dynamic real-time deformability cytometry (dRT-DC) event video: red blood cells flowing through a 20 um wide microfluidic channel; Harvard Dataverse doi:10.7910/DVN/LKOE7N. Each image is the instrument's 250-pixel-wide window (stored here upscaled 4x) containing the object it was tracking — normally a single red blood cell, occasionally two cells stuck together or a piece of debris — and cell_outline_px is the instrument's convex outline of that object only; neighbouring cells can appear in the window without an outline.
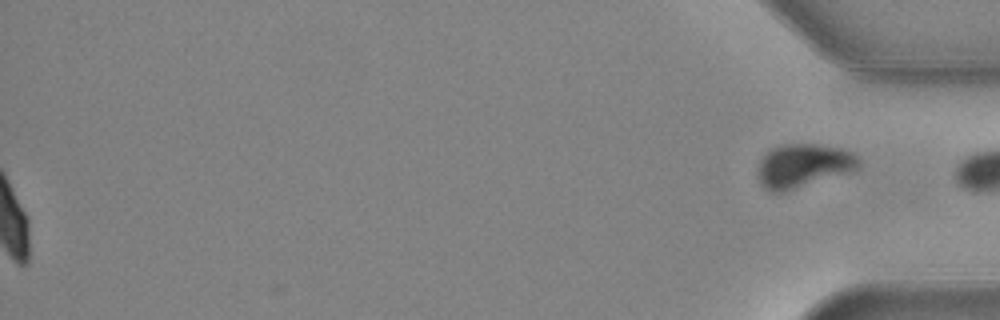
{"species": "common noctule bat (a hibernating species)", "species_latin": "Nyctalus noctula", "temperature_condition": "warm", "stored_images_in_passage": 56, "segment_of_instrument_passage": [2, 2], "camera_frame_rate_fps": 3000, "um_per_image_px": 0.085, "animal": {"sex": "female", "body_mass_g": 24.6, "forearm_length_mm": 56.2}, "frame": {"image": 1, "passage_image": 56, "time_ms": 18.333, "image_size_px": [1000, 320], "cell_outline_px": [[860, 164], [856, 168], [788, 192], [768, 192], [760, 184], [756, 172], [760, 160], [772, 148], [784, 144], [816, 144], [840, 148], [852, 152], [856, 156]], "centroid_in_image_um": [68.19, 14.1], "position_along_channel_um": 367.0, "area_um2": 25.49}}